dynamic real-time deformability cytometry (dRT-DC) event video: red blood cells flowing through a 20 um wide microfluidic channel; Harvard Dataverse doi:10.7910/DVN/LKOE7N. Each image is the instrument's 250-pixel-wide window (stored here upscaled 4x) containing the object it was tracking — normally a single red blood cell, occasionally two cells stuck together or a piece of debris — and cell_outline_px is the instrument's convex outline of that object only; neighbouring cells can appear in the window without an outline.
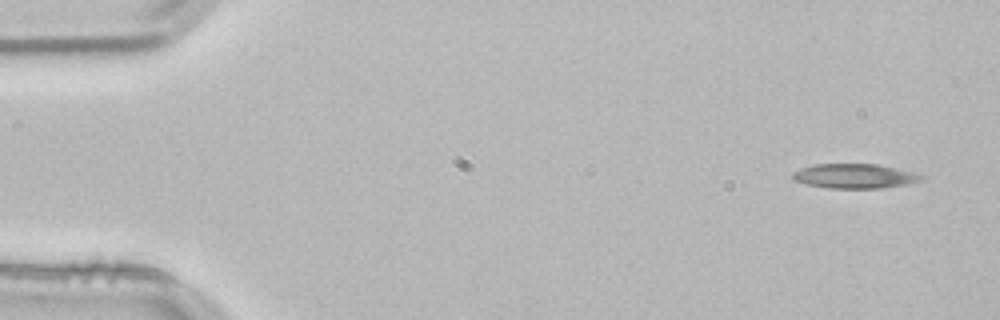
{"species": "common noctule bat (a hibernating species)", "species_latin": "Nyctalus noctula", "temperature_condition": "room temperature", "stored_images_in_passage": 3, "camera_frame_rate_fps": 3000, "um_per_image_px": 0.085, "animal": {"sex": "male", "body_mass_g": 21.5, "forearm_length_mm": 52.0}, "frame": {"image": 1, "passage_image": 1, "time_ms": 0.0, "image_size_px": [1000, 320], "cell_outline_px": [[924, 180], [908, 184], [880, 188], [828, 188], [808, 184], [796, 180], [792, 176], [792, 172], [800, 168], [812, 164], [880, 164], [912, 172], [924, 176]], "centroid_in_image_um": [72.66, 14.96], "position_along_channel_um": 12.3, "area_um2": 18.38}}
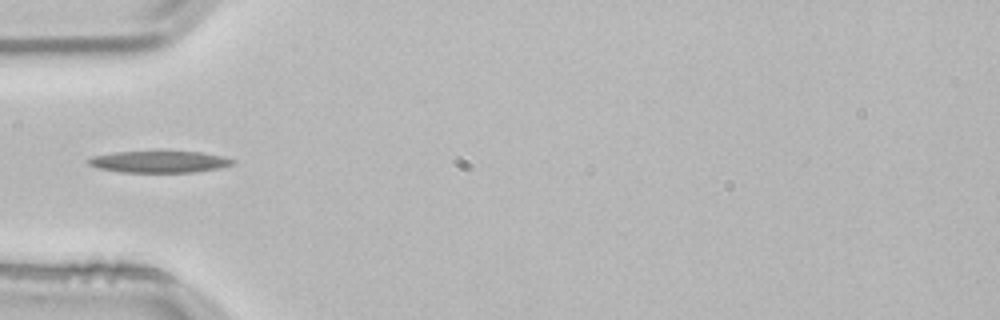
{"frame": {"image": 2, "passage_image": 3, "time_ms": 0.667, "image_size_px": [1000, 320], "cell_outline_px": [[236, 160], [232, 164], [220, 168], [196, 172], [120, 172], [100, 168], [88, 164], [84, 160], [92, 156], [116, 152], [200, 152], [224, 156]], "centroid_in_image_um": [13.54, 13.75], "position_along_channel_um": 71.5, "area_um2": 18.15}}